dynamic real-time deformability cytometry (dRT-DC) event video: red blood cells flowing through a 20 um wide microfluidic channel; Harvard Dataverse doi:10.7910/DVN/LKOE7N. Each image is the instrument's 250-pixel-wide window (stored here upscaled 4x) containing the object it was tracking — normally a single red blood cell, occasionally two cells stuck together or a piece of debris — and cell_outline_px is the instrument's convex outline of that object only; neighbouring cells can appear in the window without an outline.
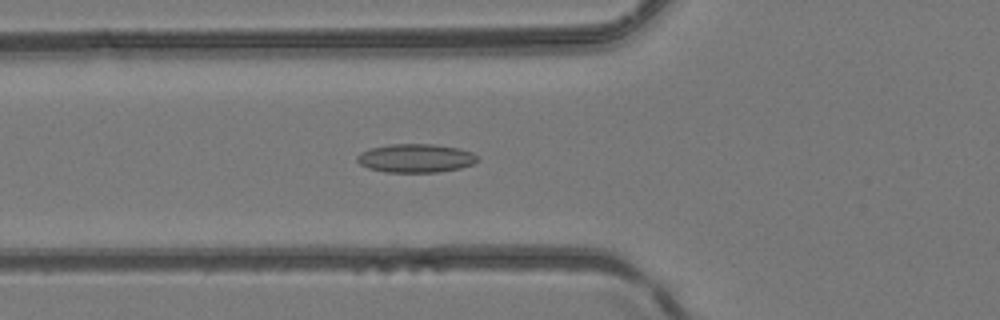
{"species": "common noctule bat (a hibernating species)", "species_latin": "Nyctalus noctula", "temperature_condition": "room temperature", "stored_images_in_passage": 37, "camera_frame_rate_fps": 3000, "um_per_image_px": 0.085, "animal": {"sex": "female", "body_mass_g": 24.6, "forearm_length_mm": 56.2}, "frame": {"image": 1, "passage_image": 8, "time_ms": 2.333, "image_size_px": [1000, 320], "cell_outline_px": [[480, 160], [472, 164], [460, 168], [440, 172], [384, 172], [368, 168], [360, 164], [356, 160], [356, 156], [360, 152], [368, 148], [388, 144], [432, 144], [460, 148], [472, 152]], "centroid_in_image_um": [35.31, 13.44], "position_along_channel_um": 90.5, "area_um2": 20.29}}
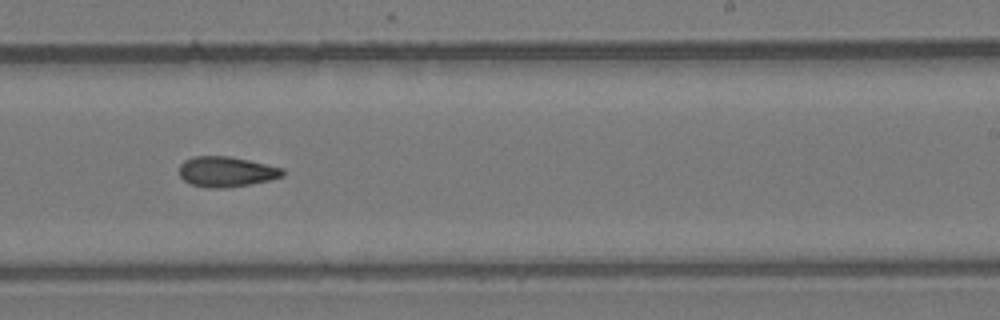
{"frame": {"image": 2, "passage_image": 20, "time_ms": 6.333, "image_size_px": [1000, 320], "cell_outline_px": [[284, 176], [268, 180], [248, 184], [224, 188], [208, 188], [192, 184], [184, 180], [180, 176], [180, 164], [184, 160], [192, 156], [228, 156], [248, 160], [284, 168]], "centroid_in_image_um": [19.23, 14.58], "position_along_channel_um": 269.8, "area_um2": 18.15}}
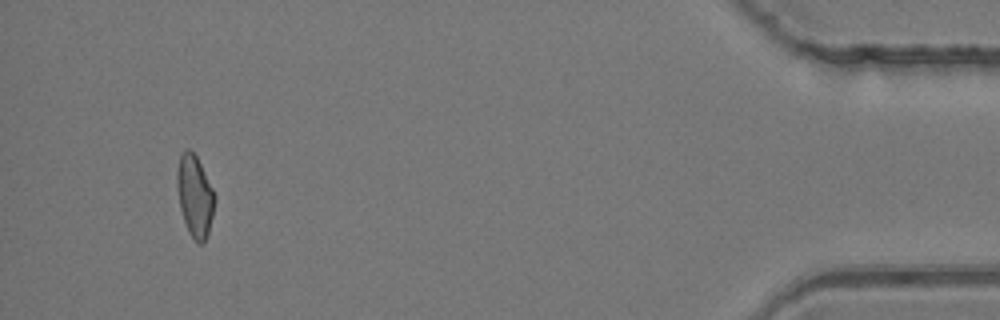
{"frame": {"image": 3, "passage_image": 35, "time_ms": 11.333, "image_size_px": [1000, 320], "cell_outline_px": [[216, 200], [208, 232], [204, 240], [200, 244], [188, 232], [180, 208], [176, 188], [176, 172], [180, 152], [188, 148], [196, 156], [216, 196]], "centroid_in_image_um": [16.53, 16.61], "position_along_channel_um": 418.7, "area_um2": 17.8}}